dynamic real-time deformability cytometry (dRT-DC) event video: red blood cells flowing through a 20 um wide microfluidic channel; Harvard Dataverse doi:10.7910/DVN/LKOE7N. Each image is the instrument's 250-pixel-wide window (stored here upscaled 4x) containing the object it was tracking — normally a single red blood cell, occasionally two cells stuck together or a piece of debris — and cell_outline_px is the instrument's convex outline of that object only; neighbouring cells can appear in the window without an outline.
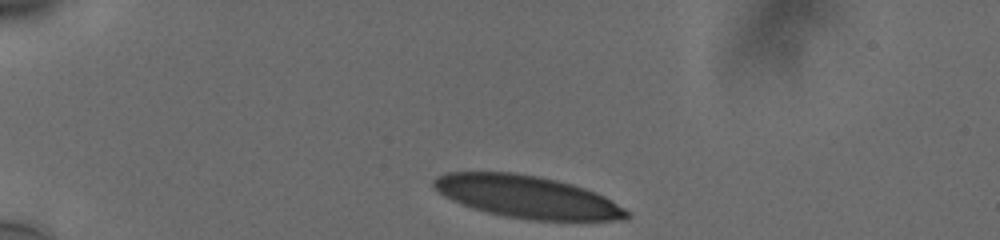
{"species": "human", "species_latin": "Homo sapiens", "temperature_condition": "cold", "stored_images_in_passage": 21, "camera_frame_rate_fps": 3000, "um_per_image_px": 0.085, "donor": {"sex": "male"}, "frame": {"image": 1, "passage_image": 1, "time_ms": 0.0, "image_size_px": [1000, 240], "cell_outline_px": [[632, 216], [628, 220], [528, 220], [504, 216], [472, 208], [452, 200], [444, 196], [432, 184], [432, 180], [436, 176], [448, 172], [516, 172], [556, 180], [572, 184], [596, 192], [604, 196], [624, 208]], "centroid_in_image_um": [44.81, 16.73], "position_along_channel_um": 40.2, "area_um2": 47.57}}
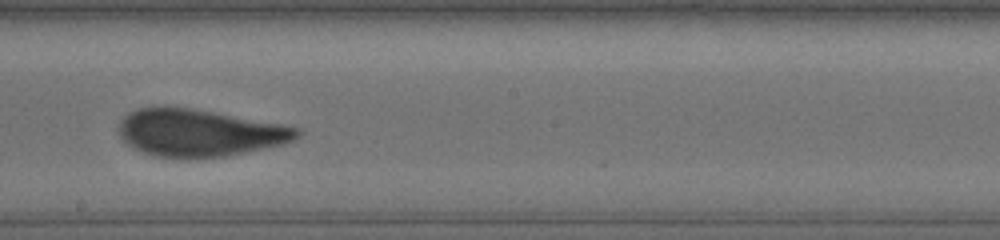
{"frame": {"image": 2, "passage_image": 14, "time_ms": 4.333, "image_size_px": [1000, 240], "cell_outline_px": [[304, 132], [296, 140], [284, 144], [224, 156], [188, 160], [152, 156], [140, 152], [132, 148], [120, 136], [116, 128], [116, 124], [128, 112], [140, 108], [188, 108], [212, 112], [280, 124], [300, 128]], "centroid_in_image_um": [16.91, 11.33], "position_along_channel_um": 231.3, "area_um2": 49.3}}
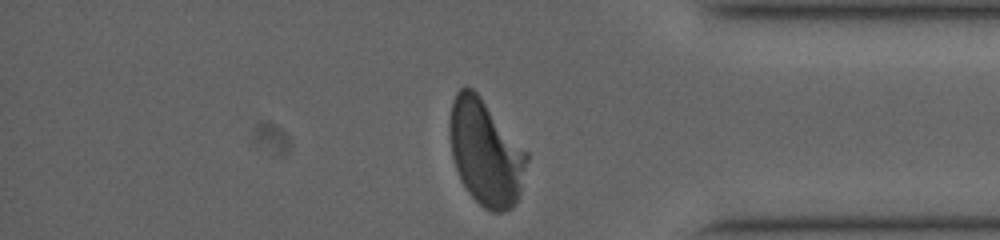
{"frame": {"image": 3, "passage_image": 21, "time_ms": 6.667, "image_size_px": [1000, 240], "cell_outline_px": [[528, 160], [520, 192], [512, 208], [500, 212], [492, 212], [484, 208], [468, 192], [460, 180], [452, 156], [448, 128], [448, 120], [452, 100], [456, 92], [460, 88], [472, 88], [480, 96], [528, 152]], "centroid_in_image_um": [41.26, 12.96], "position_along_channel_um": 393.9, "area_um2": 47.51}}